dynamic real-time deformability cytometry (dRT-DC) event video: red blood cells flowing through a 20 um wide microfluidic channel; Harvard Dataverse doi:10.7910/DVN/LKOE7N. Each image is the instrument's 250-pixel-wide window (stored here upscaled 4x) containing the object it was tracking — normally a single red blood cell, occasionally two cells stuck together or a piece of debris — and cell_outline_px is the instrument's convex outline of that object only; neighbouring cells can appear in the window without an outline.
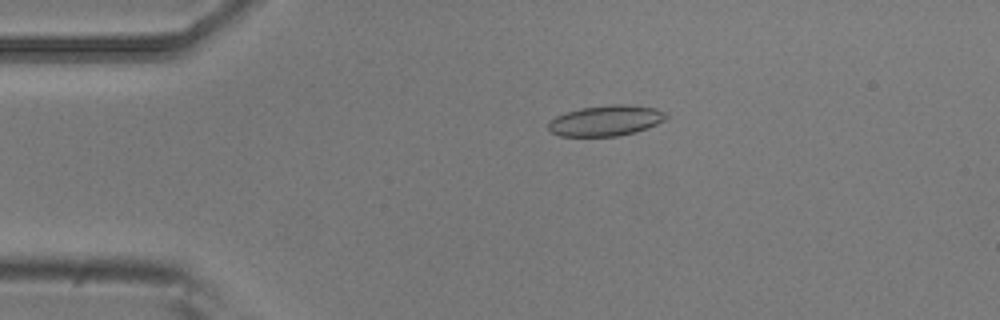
{"species": "common noctule bat (a hibernating species)", "species_latin": "Nyctalus noctula", "temperature_condition": "room temperature", "stored_images_in_passage": 4, "camera_frame_rate_fps": 3000, "um_per_image_px": 0.085, "animal": {"sex": "male", "body_mass_g": 20.5, "forearm_length_mm": 52.5}, "frame": {"image": 1, "passage_image": 3, "time_ms": 0.667, "image_size_px": [1000, 320], "cell_outline_px": [[668, 116], [664, 120], [656, 124], [636, 132], [616, 136], [560, 136], [552, 132], [548, 128], [548, 124], [556, 116], [564, 112], [580, 108], [612, 104], [628, 104], [656, 108], [668, 112]], "centroid_in_image_um": [51.52, 10.24], "position_along_channel_um": 33.5, "area_um2": 21.1}}